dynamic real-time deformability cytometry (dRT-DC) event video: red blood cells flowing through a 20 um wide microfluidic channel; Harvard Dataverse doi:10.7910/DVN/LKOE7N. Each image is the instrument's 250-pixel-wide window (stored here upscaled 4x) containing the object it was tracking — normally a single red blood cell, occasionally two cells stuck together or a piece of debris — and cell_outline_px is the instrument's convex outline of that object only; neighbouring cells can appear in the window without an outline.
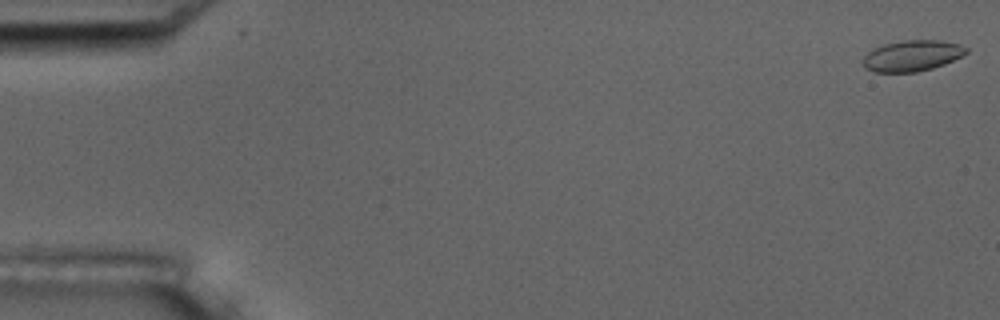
{"species": "common noctule bat (a hibernating species)", "species_latin": "Nyctalus noctula", "temperature_condition": "room temperature", "stored_images_in_passage": 55, "camera_frame_rate_fps": 3000, "um_per_image_px": 0.085, "animal": {"sex": "male", "body_mass_g": 17.5, "forearm_length_mm": 52.3}, "frame": {"image": 1, "passage_image": 1, "time_ms": 0.0, "image_size_px": [1000, 320], "cell_outline_px": [[968, 52], [944, 64], [932, 68], [916, 72], [872, 72], [864, 68], [864, 56], [868, 52], [884, 44], [904, 40], [940, 40], [960, 44], [968, 48]], "centroid_in_image_um": [77.53, 4.74], "position_along_channel_um": 7.5, "area_um2": 18.5}}
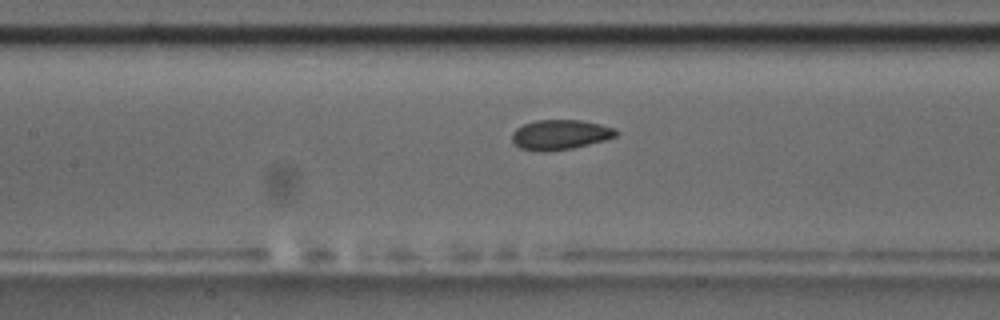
{"frame": {"image": 2, "passage_image": 25, "time_ms": 8.0, "image_size_px": [1000, 320], "cell_outline_px": [[620, 132], [616, 136], [604, 140], [572, 148], [548, 152], [540, 152], [520, 148], [512, 140], [512, 132], [516, 128], [524, 124], [536, 120], [580, 120], [600, 124], [616, 128]], "centroid_in_image_um": [47.62, 11.45], "position_along_channel_um": 159.8, "area_um2": 18.21}}
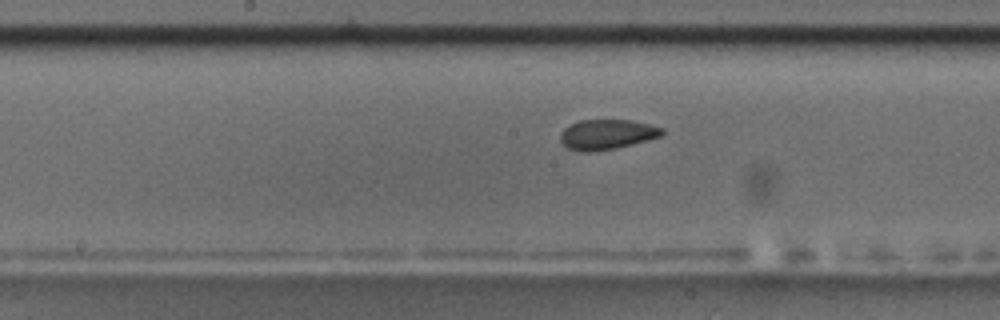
{"frame": {"image": 3, "passage_image": 28, "time_ms": 9.0, "image_size_px": [1000, 320], "cell_outline_px": [[664, 132], [660, 136], [648, 140], [616, 148], [588, 152], [580, 152], [568, 148], [560, 140], [560, 132], [564, 128], [580, 120], [632, 120], [664, 128]], "centroid_in_image_um": [51.58, 11.42], "position_along_channel_um": 196.6, "area_um2": 17.74}, "authors_computed_cell_mechanics": {"area_um2": 18.3804, "velocity_mm_per_s": 3.7168, "shape_relaxation_time_tau1_ms": null, "shape_relaxation_time_tau2_ms": 2.1673, "deformation_change_tau1": null, "deformation_change_tau2": 0.0623}}